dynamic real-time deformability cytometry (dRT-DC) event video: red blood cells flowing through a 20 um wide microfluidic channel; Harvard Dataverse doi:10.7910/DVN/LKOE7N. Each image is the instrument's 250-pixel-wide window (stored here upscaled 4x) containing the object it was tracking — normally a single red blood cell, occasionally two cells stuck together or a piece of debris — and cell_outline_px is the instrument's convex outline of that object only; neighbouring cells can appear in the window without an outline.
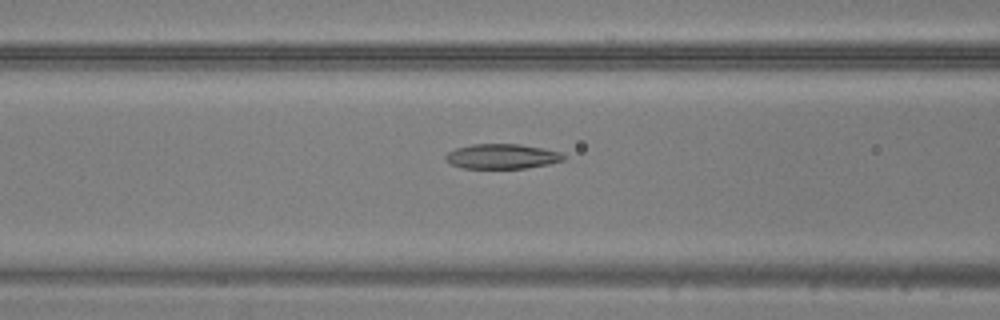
{"species": "common noctule bat (a hibernating species)", "species_latin": "Nyctalus noctula", "temperature_condition": "warm", "stored_images_in_passage": 8, "camera_frame_rate_fps": 3000, "um_per_image_px": 0.085, "animal": {"sex": "male", "body_mass_g": 20.5, "forearm_length_mm": 52.5}, "frame": {"image": 1, "passage_image": 6, "time_ms": 1.667, "image_size_px": [1000, 320], "cell_outline_px": [[564, 160], [548, 164], [524, 168], [464, 168], [452, 164], [444, 156], [448, 152], [456, 148], [472, 144], [520, 144], [544, 148], [560, 152], [564, 156]], "centroid_in_image_um": [42.68, 13.28], "position_along_channel_um": 123.9, "area_um2": 16.94}}